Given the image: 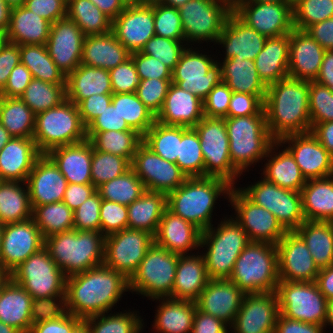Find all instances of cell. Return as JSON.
<instances>
[{
	"label": "cell",
	"instance_id": "cell-1",
	"mask_svg": "<svg viewBox=\"0 0 333 333\" xmlns=\"http://www.w3.org/2000/svg\"><path fill=\"white\" fill-rule=\"evenodd\" d=\"M129 291V280L105 264L66 277V312L84 320L109 313Z\"/></svg>",
	"mask_w": 333,
	"mask_h": 333
},
{
	"label": "cell",
	"instance_id": "cell-2",
	"mask_svg": "<svg viewBox=\"0 0 333 333\" xmlns=\"http://www.w3.org/2000/svg\"><path fill=\"white\" fill-rule=\"evenodd\" d=\"M263 109L267 128L276 141L310 132L309 81L287 77L269 85Z\"/></svg>",
	"mask_w": 333,
	"mask_h": 333
},
{
	"label": "cell",
	"instance_id": "cell-3",
	"mask_svg": "<svg viewBox=\"0 0 333 333\" xmlns=\"http://www.w3.org/2000/svg\"><path fill=\"white\" fill-rule=\"evenodd\" d=\"M232 187L228 181L218 177L187 178L167 194V209L203 232L212 226L216 200L220 195L228 198Z\"/></svg>",
	"mask_w": 333,
	"mask_h": 333
},
{
	"label": "cell",
	"instance_id": "cell-4",
	"mask_svg": "<svg viewBox=\"0 0 333 333\" xmlns=\"http://www.w3.org/2000/svg\"><path fill=\"white\" fill-rule=\"evenodd\" d=\"M44 247L66 277L104 264L105 236L101 232L57 233L44 238Z\"/></svg>",
	"mask_w": 333,
	"mask_h": 333
},
{
	"label": "cell",
	"instance_id": "cell-5",
	"mask_svg": "<svg viewBox=\"0 0 333 333\" xmlns=\"http://www.w3.org/2000/svg\"><path fill=\"white\" fill-rule=\"evenodd\" d=\"M229 280L245 294L276 292L280 281L276 245L250 241L237 258Z\"/></svg>",
	"mask_w": 333,
	"mask_h": 333
},
{
	"label": "cell",
	"instance_id": "cell-6",
	"mask_svg": "<svg viewBox=\"0 0 333 333\" xmlns=\"http://www.w3.org/2000/svg\"><path fill=\"white\" fill-rule=\"evenodd\" d=\"M229 153L233 167L244 170L263 160L276 140L267 128L265 115L226 117Z\"/></svg>",
	"mask_w": 333,
	"mask_h": 333
},
{
	"label": "cell",
	"instance_id": "cell-7",
	"mask_svg": "<svg viewBox=\"0 0 333 333\" xmlns=\"http://www.w3.org/2000/svg\"><path fill=\"white\" fill-rule=\"evenodd\" d=\"M249 242L247 233L234 220V216L225 217L216 228L212 225L203 231L200 247H207L202 255L208 277L229 279L237 258Z\"/></svg>",
	"mask_w": 333,
	"mask_h": 333
},
{
	"label": "cell",
	"instance_id": "cell-8",
	"mask_svg": "<svg viewBox=\"0 0 333 333\" xmlns=\"http://www.w3.org/2000/svg\"><path fill=\"white\" fill-rule=\"evenodd\" d=\"M34 142L41 154L87 139L78 107L69 100L36 114Z\"/></svg>",
	"mask_w": 333,
	"mask_h": 333
},
{
	"label": "cell",
	"instance_id": "cell-9",
	"mask_svg": "<svg viewBox=\"0 0 333 333\" xmlns=\"http://www.w3.org/2000/svg\"><path fill=\"white\" fill-rule=\"evenodd\" d=\"M178 259L179 254L171 253L153 243L129 279V291L153 301L172 298Z\"/></svg>",
	"mask_w": 333,
	"mask_h": 333
},
{
	"label": "cell",
	"instance_id": "cell-10",
	"mask_svg": "<svg viewBox=\"0 0 333 333\" xmlns=\"http://www.w3.org/2000/svg\"><path fill=\"white\" fill-rule=\"evenodd\" d=\"M178 9L186 44L216 42L233 12V0H190Z\"/></svg>",
	"mask_w": 333,
	"mask_h": 333
},
{
	"label": "cell",
	"instance_id": "cell-11",
	"mask_svg": "<svg viewBox=\"0 0 333 333\" xmlns=\"http://www.w3.org/2000/svg\"><path fill=\"white\" fill-rule=\"evenodd\" d=\"M9 277L33 299L65 296L66 276L45 247L20 264Z\"/></svg>",
	"mask_w": 333,
	"mask_h": 333
},
{
	"label": "cell",
	"instance_id": "cell-12",
	"mask_svg": "<svg viewBox=\"0 0 333 333\" xmlns=\"http://www.w3.org/2000/svg\"><path fill=\"white\" fill-rule=\"evenodd\" d=\"M199 135L204 159V177L225 179L235 186L241 174L233 167L224 118L203 117L194 127Z\"/></svg>",
	"mask_w": 333,
	"mask_h": 333
},
{
	"label": "cell",
	"instance_id": "cell-13",
	"mask_svg": "<svg viewBox=\"0 0 333 333\" xmlns=\"http://www.w3.org/2000/svg\"><path fill=\"white\" fill-rule=\"evenodd\" d=\"M276 294L279 313L282 316L292 320L324 326L327 299L315 282L280 280Z\"/></svg>",
	"mask_w": 333,
	"mask_h": 333
},
{
	"label": "cell",
	"instance_id": "cell-14",
	"mask_svg": "<svg viewBox=\"0 0 333 333\" xmlns=\"http://www.w3.org/2000/svg\"><path fill=\"white\" fill-rule=\"evenodd\" d=\"M238 189L254 204L269 210L287 231H295L305 221L301 192L281 188L263 177Z\"/></svg>",
	"mask_w": 333,
	"mask_h": 333
},
{
	"label": "cell",
	"instance_id": "cell-15",
	"mask_svg": "<svg viewBox=\"0 0 333 333\" xmlns=\"http://www.w3.org/2000/svg\"><path fill=\"white\" fill-rule=\"evenodd\" d=\"M191 47L182 52L172 71V83L204 101L222 81L221 64L209 55Z\"/></svg>",
	"mask_w": 333,
	"mask_h": 333
},
{
	"label": "cell",
	"instance_id": "cell-16",
	"mask_svg": "<svg viewBox=\"0 0 333 333\" xmlns=\"http://www.w3.org/2000/svg\"><path fill=\"white\" fill-rule=\"evenodd\" d=\"M153 243L147 231L127 228L110 234L105 237L104 264L129 280Z\"/></svg>",
	"mask_w": 333,
	"mask_h": 333
},
{
	"label": "cell",
	"instance_id": "cell-17",
	"mask_svg": "<svg viewBox=\"0 0 333 333\" xmlns=\"http://www.w3.org/2000/svg\"><path fill=\"white\" fill-rule=\"evenodd\" d=\"M228 199L235 209L234 220L247 233L249 241L277 245L288 232L269 210L254 204L238 188L232 187Z\"/></svg>",
	"mask_w": 333,
	"mask_h": 333
},
{
	"label": "cell",
	"instance_id": "cell-18",
	"mask_svg": "<svg viewBox=\"0 0 333 333\" xmlns=\"http://www.w3.org/2000/svg\"><path fill=\"white\" fill-rule=\"evenodd\" d=\"M233 13L266 37L290 34L294 29L291 3L233 2Z\"/></svg>",
	"mask_w": 333,
	"mask_h": 333
},
{
	"label": "cell",
	"instance_id": "cell-19",
	"mask_svg": "<svg viewBox=\"0 0 333 333\" xmlns=\"http://www.w3.org/2000/svg\"><path fill=\"white\" fill-rule=\"evenodd\" d=\"M44 247V237L33 219L3 225L0 271L10 274Z\"/></svg>",
	"mask_w": 333,
	"mask_h": 333
},
{
	"label": "cell",
	"instance_id": "cell-20",
	"mask_svg": "<svg viewBox=\"0 0 333 333\" xmlns=\"http://www.w3.org/2000/svg\"><path fill=\"white\" fill-rule=\"evenodd\" d=\"M131 169L143 181L146 190L165 194L176 190L187 179L176 163L161 158L143 142L135 152Z\"/></svg>",
	"mask_w": 333,
	"mask_h": 333
},
{
	"label": "cell",
	"instance_id": "cell-21",
	"mask_svg": "<svg viewBox=\"0 0 333 333\" xmlns=\"http://www.w3.org/2000/svg\"><path fill=\"white\" fill-rule=\"evenodd\" d=\"M279 280L292 282H315L319 273L310 251L303 239L288 231L277 243Z\"/></svg>",
	"mask_w": 333,
	"mask_h": 333
},
{
	"label": "cell",
	"instance_id": "cell-22",
	"mask_svg": "<svg viewBox=\"0 0 333 333\" xmlns=\"http://www.w3.org/2000/svg\"><path fill=\"white\" fill-rule=\"evenodd\" d=\"M278 314L279 305L276 292L245 294L230 331L232 330L233 333H274Z\"/></svg>",
	"mask_w": 333,
	"mask_h": 333
},
{
	"label": "cell",
	"instance_id": "cell-23",
	"mask_svg": "<svg viewBox=\"0 0 333 333\" xmlns=\"http://www.w3.org/2000/svg\"><path fill=\"white\" fill-rule=\"evenodd\" d=\"M84 38L81 29L67 17L51 24L46 47L65 77L81 64Z\"/></svg>",
	"mask_w": 333,
	"mask_h": 333
},
{
	"label": "cell",
	"instance_id": "cell-24",
	"mask_svg": "<svg viewBox=\"0 0 333 333\" xmlns=\"http://www.w3.org/2000/svg\"><path fill=\"white\" fill-rule=\"evenodd\" d=\"M278 142L288 144L285 148L294 157L306 180L333 175V157L311 132L291 134Z\"/></svg>",
	"mask_w": 333,
	"mask_h": 333
},
{
	"label": "cell",
	"instance_id": "cell-25",
	"mask_svg": "<svg viewBox=\"0 0 333 333\" xmlns=\"http://www.w3.org/2000/svg\"><path fill=\"white\" fill-rule=\"evenodd\" d=\"M112 32L131 53L141 51L155 35L154 6L126 5L112 21Z\"/></svg>",
	"mask_w": 333,
	"mask_h": 333
},
{
	"label": "cell",
	"instance_id": "cell-26",
	"mask_svg": "<svg viewBox=\"0 0 333 333\" xmlns=\"http://www.w3.org/2000/svg\"><path fill=\"white\" fill-rule=\"evenodd\" d=\"M244 295L245 293L229 279H210L195 303L197 309L231 327Z\"/></svg>",
	"mask_w": 333,
	"mask_h": 333
},
{
	"label": "cell",
	"instance_id": "cell-27",
	"mask_svg": "<svg viewBox=\"0 0 333 333\" xmlns=\"http://www.w3.org/2000/svg\"><path fill=\"white\" fill-rule=\"evenodd\" d=\"M26 184L29 191L30 205L33 208L61 202L68 181L54 162L46 154H42L29 173Z\"/></svg>",
	"mask_w": 333,
	"mask_h": 333
},
{
	"label": "cell",
	"instance_id": "cell-28",
	"mask_svg": "<svg viewBox=\"0 0 333 333\" xmlns=\"http://www.w3.org/2000/svg\"><path fill=\"white\" fill-rule=\"evenodd\" d=\"M325 49L306 31L293 29L289 34L288 76L303 81H315Z\"/></svg>",
	"mask_w": 333,
	"mask_h": 333
},
{
	"label": "cell",
	"instance_id": "cell-29",
	"mask_svg": "<svg viewBox=\"0 0 333 333\" xmlns=\"http://www.w3.org/2000/svg\"><path fill=\"white\" fill-rule=\"evenodd\" d=\"M266 39V36L247 26L232 12L215 44H222L225 48L223 61L235 56L254 61L262 51Z\"/></svg>",
	"mask_w": 333,
	"mask_h": 333
},
{
	"label": "cell",
	"instance_id": "cell-30",
	"mask_svg": "<svg viewBox=\"0 0 333 333\" xmlns=\"http://www.w3.org/2000/svg\"><path fill=\"white\" fill-rule=\"evenodd\" d=\"M202 231L166 209L154 236V243L171 253L189 254L188 251L200 248Z\"/></svg>",
	"mask_w": 333,
	"mask_h": 333
},
{
	"label": "cell",
	"instance_id": "cell-31",
	"mask_svg": "<svg viewBox=\"0 0 333 333\" xmlns=\"http://www.w3.org/2000/svg\"><path fill=\"white\" fill-rule=\"evenodd\" d=\"M203 117V101L171 83L156 121L167 126L193 128Z\"/></svg>",
	"mask_w": 333,
	"mask_h": 333
},
{
	"label": "cell",
	"instance_id": "cell-32",
	"mask_svg": "<svg viewBox=\"0 0 333 333\" xmlns=\"http://www.w3.org/2000/svg\"><path fill=\"white\" fill-rule=\"evenodd\" d=\"M41 155L33 138L12 137L0 151L1 181L26 182Z\"/></svg>",
	"mask_w": 333,
	"mask_h": 333
},
{
	"label": "cell",
	"instance_id": "cell-33",
	"mask_svg": "<svg viewBox=\"0 0 333 333\" xmlns=\"http://www.w3.org/2000/svg\"><path fill=\"white\" fill-rule=\"evenodd\" d=\"M68 183L92 184V144L88 139L52 149L46 154Z\"/></svg>",
	"mask_w": 333,
	"mask_h": 333
},
{
	"label": "cell",
	"instance_id": "cell-34",
	"mask_svg": "<svg viewBox=\"0 0 333 333\" xmlns=\"http://www.w3.org/2000/svg\"><path fill=\"white\" fill-rule=\"evenodd\" d=\"M197 255V256H196ZM194 253L179 255L172 299L195 302L207 286L210 278L207 274L203 255Z\"/></svg>",
	"mask_w": 333,
	"mask_h": 333
},
{
	"label": "cell",
	"instance_id": "cell-35",
	"mask_svg": "<svg viewBox=\"0 0 333 333\" xmlns=\"http://www.w3.org/2000/svg\"><path fill=\"white\" fill-rule=\"evenodd\" d=\"M93 95H113L109 70L80 64L66 77V99L77 106Z\"/></svg>",
	"mask_w": 333,
	"mask_h": 333
},
{
	"label": "cell",
	"instance_id": "cell-36",
	"mask_svg": "<svg viewBox=\"0 0 333 333\" xmlns=\"http://www.w3.org/2000/svg\"><path fill=\"white\" fill-rule=\"evenodd\" d=\"M131 52L111 31L102 35L85 36L81 64L110 70L125 62Z\"/></svg>",
	"mask_w": 333,
	"mask_h": 333
},
{
	"label": "cell",
	"instance_id": "cell-37",
	"mask_svg": "<svg viewBox=\"0 0 333 333\" xmlns=\"http://www.w3.org/2000/svg\"><path fill=\"white\" fill-rule=\"evenodd\" d=\"M51 23L24 5L13 7L6 32L8 42L20 45H46Z\"/></svg>",
	"mask_w": 333,
	"mask_h": 333
},
{
	"label": "cell",
	"instance_id": "cell-38",
	"mask_svg": "<svg viewBox=\"0 0 333 333\" xmlns=\"http://www.w3.org/2000/svg\"><path fill=\"white\" fill-rule=\"evenodd\" d=\"M32 301L31 295L9 277L2 286L0 321L21 333H29L32 326Z\"/></svg>",
	"mask_w": 333,
	"mask_h": 333
},
{
	"label": "cell",
	"instance_id": "cell-39",
	"mask_svg": "<svg viewBox=\"0 0 333 333\" xmlns=\"http://www.w3.org/2000/svg\"><path fill=\"white\" fill-rule=\"evenodd\" d=\"M254 64L259 77L267 87L289 77V34L267 37Z\"/></svg>",
	"mask_w": 333,
	"mask_h": 333
},
{
	"label": "cell",
	"instance_id": "cell-40",
	"mask_svg": "<svg viewBox=\"0 0 333 333\" xmlns=\"http://www.w3.org/2000/svg\"><path fill=\"white\" fill-rule=\"evenodd\" d=\"M283 145L276 141L269 149L265 160L262 176L264 178L280 186L281 188L300 192L306 184V178L302 175L298 164L295 162L291 153L284 148L275 152ZM275 153V154H274ZM269 158V159H267Z\"/></svg>",
	"mask_w": 333,
	"mask_h": 333
},
{
	"label": "cell",
	"instance_id": "cell-41",
	"mask_svg": "<svg viewBox=\"0 0 333 333\" xmlns=\"http://www.w3.org/2000/svg\"><path fill=\"white\" fill-rule=\"evenodd\" d=\"M300 192L305 220L333 222V175L307 180Z\"/></svg>",
	"mask_w": 333,
	"mask_h": 333
},
{
	"label": "cell",
	"instance_id": "cell-42",
	"mask_svg": "<svg viewBox=\"0 0 333 333\" xmlns=\"http://www.w3.org/2000/svg\"><path fill=\"white\" fill-rule=\"evenodd\" d=\"M219 63L222 81L232 92L259 95L265 99L267 86L259 77L254 61L235 56Z\"/></svg>",
	"mask_w": 333,
	"mask_h": 333
},
{
	"label": "cell",
	"instance_id": "cell-43",
	"mask_svg": "<svg viewBox=\"0 0 333 333\" xmlns=\"http://www.w3.org/2000/svg\"><path fill=\"white\" fill-rule=\"evenodd\" d=\"M166 209L167 194L146 190L140 198L127 206L128 229L147 231L155 236Z\"/></svg>",
	"mask_w": 333,
	"mask_h": 333
},
{
	"label": "cell",
	"instance_id": "cell-44",
	"mask_svg": "<svg viewBox=\"0 0 333 333\" xmlns=\"http://www.w3.org/2000/svg\"><path fill=\"white\" fill-rule=\"evenodd\" d=\"M153 328L159 333H191L196 303L188 300L159 298ZM161 300V301H160Z\"/></svg>",
	"mask_w": 333,
	"mask_h": 333
},
{
	"label": "cell",
	"instance_id": "cell-45",
	"mask_svg": "<svg viewBox=\"0 0 333 333\" xmlns=\"http://www.w3.org/2000/svg\"><path fill=\"white\" fill-rule=\"evenodd\" d=\"M295 232L306 243L316 266H333V222L305 220Z\"/></svg>",
	"mask_w": 333,
	"mask_h": 333
},
{
	"label": "cell",
	"instance_id": "cell-46",
	"mask_svg": "<svg viewBox=\"0 0 333 333\" xmlns=\"http://www.w3.org/2000/svg\"><path fill=\"white\" fill-rule=\"evenodd\" d=\"M31 218L32 208L26 182L0 181V223L4 225Z\"/></svg>",
	"mask_w": 333,
	"mask_h": 333
},
{
	"label": "cell",
	"instance_id": "cell-47",
	"mask_svg": "<svg viewBox=\"0 0 333 333\" xmlns=\"http://www.w3.org/2000/svg\"><path fill=\"white\" fill-rule=\"evenodd\" d=\"M36 114L20 98L2 97L0 123L13 137L33 138Z\"/></svg>",
	"mask_w": 333,
	"mask_h": 333
},
{
	"label": "cell",
	"instance_id": "cell-48",
	"mask_svg": "<svg viewBox=\"0 0 333 333\" xmlns=\"http://www.w3.org/2000/svg\"><path fill=\"white\" fill-rule=\"evenodd\" d=\"M86 137L94 149L128 158L130 161L143 142V136L135 130L86 132Z\"/></svg>",
	"mask_w": 333,
	"mask_h": 333
},
{
	"label": "cell",
	"instance_id": "cell-49",
	"mask_svg": "<svg viewBox=\"0 0 333 333\" xmlns=\"http://www.w3.org/2000/svg\"><path fill=\"white\" fill-rule=\"evenodd\" d=\"M66 17L74 21L85 36L112 31V20L90 0H67Z\"/></svg>",
	"mask_w": 333,
	"mask_h": 333
},
{
	"label": "cell",
	"instance_id": "cell-50",
	"mask_svg": "<svg viewBox=\"0 0 333 333\" xmlns=\"http://www.w3.org/2000/svg\"><path fill=\"white\" fill-rule=\"evenodd\" d=\"M20 61L33 78L52 84H66L65 75L51 59L46 45H20Z\"/></svg>",
	"mask_w": 333,
	"mask_h": 333
},
{
	"label": "cell",
	"instance_id": "cell-51",
	"mask_svg": "<svg viewBox=\"0 0 333 333\" xmlns=\"http://www.w3.org/2000/svg\"><path fill=\"white\" fill-rule=\"evenodd\" d=\"M73 217V211L63 201L32 208V219L44 238L74 230Z\"/></svg>",
	"mask_w": 333,
	"mask_h": 333
},
{
	"label": "cell",
	"instance_id": "cell-52",
	"mask_svg": "<svg viewBox=\"0 0 333 333\" xmlns=\"http://www.w3.org/2000/svg\"><path fill=\"white\" fill-rule=\"evenodd\" d=\"M128 126L142 136L153 126L156 116L140 101L136 92L116 93L112 103Z\"/></svg>",
	"mask_w": 333,
	"mask_h": 333
},
{
	"label": "cell",
	"instance_id": "cell-53",
	"mask_svg": "<svg viewBox=\"0 0 333 333\" xmlns=\"http://www.w3.org/2000/svg\"><path fill=\"white\" fill-rule=\"evenodd\" d=\"M182 137V126H167L157 121L143 135V143L161 158L176 163Z\"/></svg>",
	"mask_w": 333,
	"mask_h": 333
},
{
	"label": "cell",
	"instance_id": "cell-54",
	"mask_svg": "<svg viewBox=\"0 0 333 333\" xmlns=\"http://www.w3.org/2000/svg\"><path fill=\"white\" fill-rule=\"evenodd\" d=\"M103 200L130 205L146 191L143 181L130 169L125 174L103 183L97 188Z\"/></svg>",
	"mask_w": 333,
	"mask_h": 333
},
{
	"label": "cell",
	"instance_id": "cell-55",
	"mask_svg": "<svg viewBox=\"0 0 333 333\" xmlns=\"http://www.w3.org/2000/svg\"><path fill=\"white\" fill-rule=\"evenodd\" d=\"M20 99L38 114L66 100V84H52L33 78Z\"/></svg>",
	"mask_w": 333,
	"mask_h": 333
},
{
	"label": "cell",
	"instance_id": "cell-56",
	"mask_svg": "<svg viewBox=\"0 0 333 333\" xmlns=\"http://www.w3.org/2000/svg\"><path fill=\"white\" fill-rule=\"evenodd\" d=\"M129 312H116L112 315L101 314L91 316L84 321L90 329V333H142L143 319L137 314Z\"/></svg>",
	"mask_w": 333,
	"mask_h": 333
},
{
	"label": "cell",
	"instance_id": "cell-57",
	"mask_svg": "<svg viewBox=\"0 0 333 333\" xmlns=\"http://www.w3.org/2000/svg\"><path fill=\"white\" fill-rule=\"evenodd\" d=\"M176 164L187 176L204 177V159L199 135L194 128L182 126V137Z\"/></svg>",
	"mask_w": 333,
	"mask_h": 333
},
{
	"label": "cell",
	"instance_id": "cell-58",
	"mask_svg": "<svg viewBox=\"0 0 333 333\" xmlns=\"http://www.w3.org/2000/svg\"><path fill=\"white\" fill-rule=\"evenodd\" d=\"M130 169L131 161L128 158L98 151L92 146L91 178L96 188Z\"/></svg>",
	"mask_w": 333,
	"mask_h": 333
},
{
	"label": "cell",
	"instance_id": "cell-59",
	"mask_svg": "<svg viewBox=\"0 0 333 333\" xmlns=\"http://www.w3.org/2000/svg\"><path fill=\"white\" fill-rule=\"evenodd\" d=\"M333 17V0H293V27L309 26Z\"/></svg>",
	"mask_w": 333,
	"mask_h": 333
},
{
	"label": "cell",
	"instance_id": "cell-60",
	"mask_svg": "<svg viewBox=\"0 0 333 333\" xmlns=\"http://www.w3.org/2000/svg\"><path fill=\"white\" fill-rule=\"evenodd\" d=\"M183 41V42H182ZM185 40H172L158 35H154L148 40L145 46L141 49V53L158 59L166 65L171 71L174 70L179 62L182 52L186 49Z\"/></svg>",
	"mask_w": 333,
	"mask_h": 333
},
{
	"label": "cell",
	"instance_id": "cell-61",
	"mask_svg": "<svg viewBox=\"0 0 333 333\" xmlns=\"http://www.w3.org/2000/svg\"><path fill=\"white\" fill-rule=\"evenodd\" d=\"M309 115L311 127L333 121V90L315 81L309 82Z\"/></svg>",
	"mask_w": 333,
	"mask_h": 333
},
{
	"label": "cell",
	"instance_id": "cell-62",
	"mask_svg": "<svg viewBox=\"0 0 333 333\" xmlns=\"http://www.w3.org/2000/svg\"><path fill=\"white\" fill-rule=\"evenodd\" d=\"M155 35L172 40H185L178 8L154 5Z\"/></svg>",
	"mask_w": 333,
	"mask_h": 333
},
{
	"label": "cell",
	"instance_id": "cell-63",
	"mask_svg": "<svg viewBox=\"0 0 333 333\" xmlns=\"http://www.w3.org/2000/svg\"><path fill=\"white\" fill-rule=\"evenodd\" d=\"M171 80L145 79L141 80L136 94L140 101L155 115L161 111L165 97L171 85Z\"/></svg>",
	"mask_w": 333,
	"mask_h": 333
},
{
	"label": "cell",
	"instance_id": "cell-64",
	"mask_svg": "<svg viewBox=\"0 0 333 333\" xmlns=\"http://www.w3.org/2000/svg\"><path fill=\"white\" fill-rule=\"evenodd\" d=\"M127 228V206L102 199L100 206V232L106 237Z\"/></svg>",
	"mask_w": 333,
	"mask_h": 333
},
{
	"label": "cell",
	"instance_id": "cell-65",
	"mask_svg": "<svg viewBox=\"0 0 333 333\" xmlns=\"http://www.w3.org/2000/svg\"><path fill=\"white\" fill-rule=\"evenodd\" d=\"M102 198L98 191L73 211L74 230L100 232V206Z\"/></svg>",
	"mask_w": 333,
	"mask_h": 333
},
{
	"label": "cell",
	"instance_id": "cell-66",
	"mask_svg": "<svg viewBox=\"0 0 333 333\" xmlns=\"http://www.w3.org/2000/svg\"><path fill=\"white\" fill-rule=\"evenodd\" d=\"M109 73L113 94L136 92L141 80L131 57L115 68L110 69Z\"/></svg>",
	"mask_w": 333,
	"mask_h": 333
},
{
	"label": "cell",
	"instance_id": "cell-67",
	"mask_svg": "<svg viewBox=\"0 0 333 333\" xmlns=\"http://www.w3.org/2000/svg\"><path fill=\"white\" fill-rule=\"evenodd\" d=\"M59 300V301H58ZM66 313L65 296H52L33 299L31 306L32 325L48 320L59 319Z\"/></svg>",
	"mask_w": 333,
	"mask_h": 333
},
{
	"label": "cell",
	"instance_id": "cell-68",
	"mask_svg": "<svg viewBox=\"0 0 333 333\" xmlns=\"http://www.w3.org/2000/svg\"><path fill=\"white\" fill-rule=\"evenodd\" d=\"M140 80H172V71L161 61L140 51L131 53Z\"/></svg>",
	"mask_w": 333,
	"mask_h": 333
},
{
	"label": "cell",
	"instance_id": "cell-69",
	"mask_svg": "<svg viewBox=\"0 0 333 333\" xmlns=\"http://www.w3.org/2000/svg\"><path fill=\"white\" fill-rule=\"evenodd\" d=\"M232 91L221 81L203 101L204 116L208 118H226L232 96Z\"/></svg>",
	"mask_w": 333,
	"mask_h": 333
},
{
	"label": "cell",
	"instance_id": "cell-70",
	"mask_svg": "<svg viewBox=\"0 0 333 333\" xmlns=\"http://www.w3.org/2000/svg\"><path fill=\"white\" fill-rule=\"evenodd\" d=\"M264 100L259 95L233 92L228 109V117L265 115Z\"/></svg>",
	"mask_w": 333,
	"mask_h": 333
},
{
	"label": "cell",
	"instance_id": "cell-71",
	"mask_svg": "<svg viewBox=\"0 0 333 333\" xmlns=\"http://www.w3.org/2000/svg\"><path fill=\"white\" fill-rule=\"evenodd\" d=\"M24 6L51 24L67 16V0H25Z\"/></svg>",
	"mask_w": 333,
	"mask_h": 333
},
{
	"label": "cell",
	"instance_id": "cell-72",
	"mask_svg": "<svg viewBox=\"0 0 333 333\" xmlns=\"http://www.w3.org/2000/svg\"><path fill=\"white\" fill-rule=\"evenodd\" d=\"M133 130L126 123L112 104H110L99 116H97L87 127L86 132Z\"/></svg>",
	"mask_w": 333,
	"mask_h": 333
},
{
	"label": "cell",
	"instance_id": "cell-73",
	"mask_svg": "<svg viewBox=\"0 0 333 333\" xmlns=\"http://www.w3.org/2000/svg\"><path fill=\"white\" fill-rule=\"evenodd\" d=\"M32 79L31 72L20 62L13 68L1 96L20 98Z\"/></svg>",
	"mask_w": 333,
	"mask_h": 333
},
{
	"label": "cell",
	"instance_id": "cell-74",
	"mask_svg": "<svg viewBox=\"0 0 333 333\" xmlns=\"http://www.w3.org/2000/svg\"><path fill=\"white\" fill-rule=\"evenodd\" d=\"M83 320L66 312L59 319L36 323L31 326L29 333H72Z\"/></svg>",
	"mask_w": 333,
	"mask_h": 333
},
{
	"label": "cell",
	"instance_id": "cell-75",
	"mask_svg": "<svg viewBox=\"0 0 333 333\" xmlns=\"http://www.w3.org/2000/svg\"><path fill=\"white\" fill-rule=\"evenodd\" d=\"M112 103V95H93L82 100L78 105L81 121L87 127Z\"/></svg>",
	"mask_w": 333,
	"mask_h": 333
},
{
	"label": "cell",
	"instance_id": "cell-76",
	"mask_svg": "<svg viewBox=\"0 0 333 333\" xmlns=\"http://www.w3.org/2000/svg\"><path fill=\"white\" fill-rule=\"evenodd\" d=\"M20 62V46L6 41L0 49V92L4 89L13 68Z\"/></svg>",
	"mask_w": 333,
	"mask_h": 333
},
{
	"label": "cell",
	"instance_id": "cell-77",
	"mask_svg": "<svg viewBox=\"0 0 333 333\" xmlns=\"http://www.w3.org/2000/svg\"><path fill=\"white\" fill-rule=\"evenodd\" d=\"M228 329L222 320L196 309L191 333H229Z\"/></svg>",
	"mask_w": 333,
	"mask_h": 333
},
{
	"label": "cell",
	"instance_id": "cell-78",
	"mask_svg": "<svg viewBox=\"0 0 333 333\" xmlns=\"http://www.w3.org/2000/svg\"><path fill=\"white\" fill-rule=\"evenodd\" d=\"M97 191L93 184H75L68 183L65 190L63 202L75 211L83 202Z\"/></svg>",
	"mask_w": 333,
	"mask_h": 333
},
{
	"label": "cell",
	"instance_id": "cell-79",
	"mask_svg": "<svg viewBox=\"0 0 333 333\" xmlns=\"http://www.w3.org/2000/svg\"><path fill=\"white\" fill-rule=\"evenodd\" d=\"M324 329L323 325L288 319L279 313L274 333H324Z\"/></svg>",
	"mask_w": 333,
	"mask_h": 333
},
{
	"label": "cell",
	"instance_id": "cell-80",
	"mask_svg": "<svg viewBox=\"0 0 333 333\" xmlns=\"http://www.w3.org/2000/svg\"><path fill=\"white\" fill-rule=\"evenodd\" d=\"M325 50H333V17L315 23L305 30Z\"/></svg>",
	"mask_w": 333,
	"mask_h": 333
}]
</instances>
